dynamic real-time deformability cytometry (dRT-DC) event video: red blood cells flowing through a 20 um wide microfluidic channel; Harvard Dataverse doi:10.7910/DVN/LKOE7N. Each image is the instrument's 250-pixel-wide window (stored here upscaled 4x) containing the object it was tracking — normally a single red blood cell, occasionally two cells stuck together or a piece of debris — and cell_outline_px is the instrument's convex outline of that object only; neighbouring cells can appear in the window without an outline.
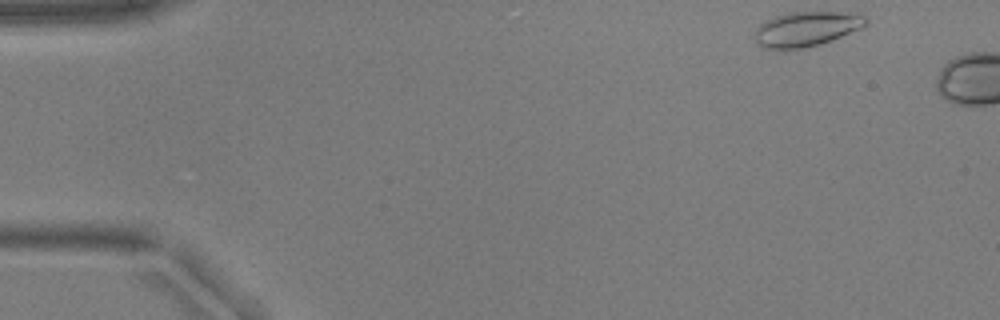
{"species": "common noctule bat (a hibernating species)", "species_latin": "Nyctalus noctula", "temperature_condition": "warm", "stored_images_in_passage": 5, "camera_frame_rate_fps": 3000, "um_per_image_px": 0.085, "animal": {"sex": "male", "body_mass_g": 17.9, "forearm_length_mm": 54.2}, "frame": {"image": 1, "passage_image": 1, "time_ms": 0.0, "image_size_px": [1000, 320], "cell_outline_px": [[868, 20], [860, 28], [832, 40], [820, 44], [804, 48], [764, 48], [756, 44], [752, 36], [756, 28], [764, 20], [788, 12], [848, 12], [864, 16]], "centroid_in_image_um": [68.47, 2.46], "position_along_channel_um": 16.5, "area_um2": 22.48}}